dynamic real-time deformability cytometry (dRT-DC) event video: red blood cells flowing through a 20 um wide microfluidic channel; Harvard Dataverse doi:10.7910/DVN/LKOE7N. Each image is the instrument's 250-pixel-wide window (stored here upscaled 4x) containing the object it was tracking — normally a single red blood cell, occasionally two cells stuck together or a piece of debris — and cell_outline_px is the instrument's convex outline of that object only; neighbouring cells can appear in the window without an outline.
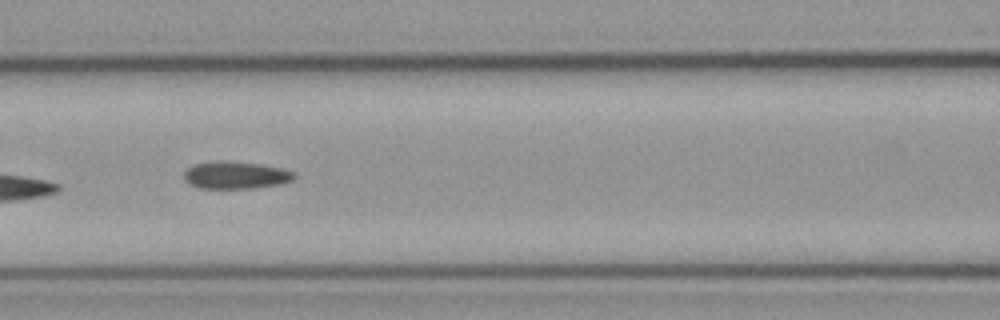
{"species": "common noctule bat (a hibernating species)", "species_latin": "Nyctalus noctula", "temperature_condition": "cold", "stored_images_in_passage": 7, "camera_frame_rate_fps": 3000, "um_per_image_px": 0.085, "animal": {"sex": "male", "body_mass_g": 23.1, "forearm_length_mm": 52.7}, "frame": {"image": 1, "passage_image": 7, "time_ms": 2.0, "image_size_px": [1000, 320], "cell_outline_px": [[296, 176], [292, 180], [280, 184], [252, 188], [200, 188], [184, 180], [184, 172], [188, 168], [196, 164], [260, 164], [280, 168], [296, 172]], "centroid_in_image_um": [20.1, 14.94], "position_along_channel_um": 146.5, "area_um2": 16.47}}